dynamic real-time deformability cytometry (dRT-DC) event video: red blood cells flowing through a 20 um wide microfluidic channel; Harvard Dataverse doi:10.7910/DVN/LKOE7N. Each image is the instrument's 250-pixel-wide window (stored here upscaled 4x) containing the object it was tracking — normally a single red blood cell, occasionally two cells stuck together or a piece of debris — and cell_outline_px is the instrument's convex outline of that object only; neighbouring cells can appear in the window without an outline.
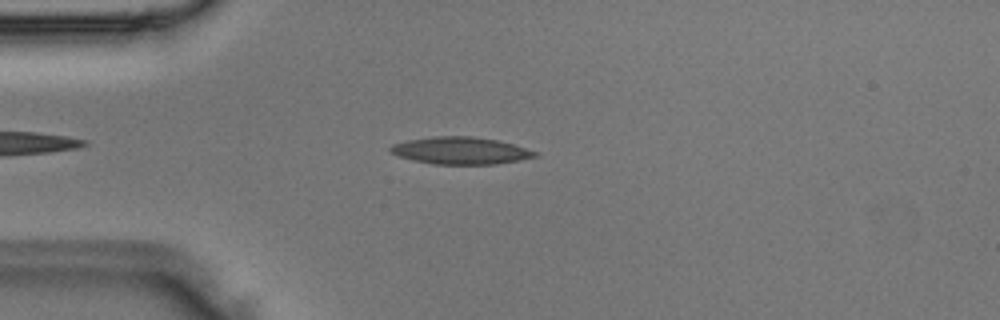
{"species": "Egyptian fruit bat (a non-hibernating species)", "species_latin": "Rousettus aegyptiacus", "temperature_condition": "room temperature", "stored_images_in_passage": 38, "camera_frame_rate_fps": 3000, "um_per_image_px": 0.085, "animal": {"sex": "male"}, "frame": {"image": 1, "passage_image": 6, "time_ms": 1.667, "image_size_px": [1000, 320], "cell_outline_px": [[540, 152], [536, 156], [520, 160], [496, 164], [432, 164], [412, 160], [400, 156], [392, 152], [388, 148], [392, 144], [408, 140], [436, 136], [472, 136], [496, 140], [512, 144]], "centroid_in_image_um": [39.16, 12.8], "position_along_channel_um": 45.8, "area_um2": 22.77}}
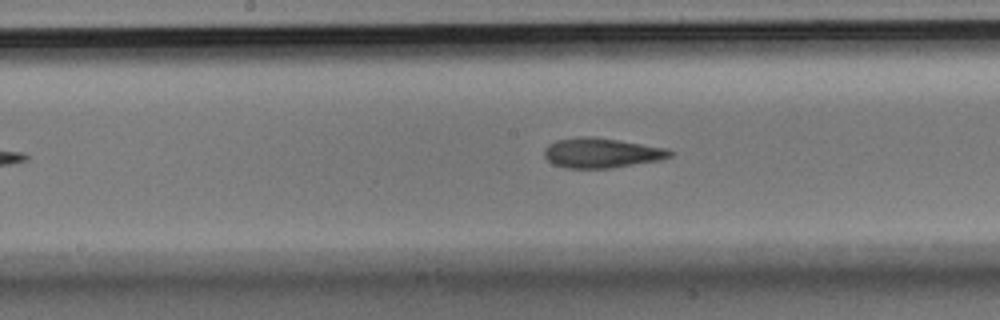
{"frame": {"image": 2, "passage_image": 18, "time_ms": 5.667, "image_size_px": [1000, 320], "cell_outline_px": [[672, 156], [660, 160], [612, 168], [564, 168], [552, 164], [544, 156], [544, 148], [548, 144], [556, 140], [580, 136], [592, 136], [668, 148], [672, 152]], "centroid_in_image_um": [51.1, 13.0], "position_along_channel_um": 197.1, "area_um2": 22.02}}
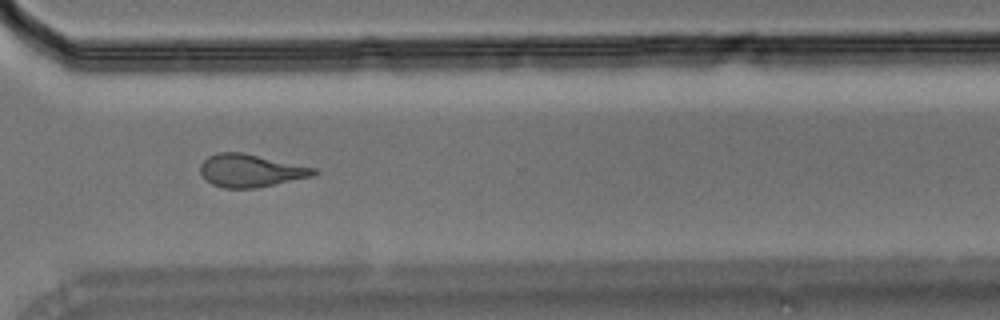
{"frame": {"image": 3, "passage_image": 29, "time_ms": 9.333, "image_size_px": [1000, 320], "cell_outline_px": [[320, 172], [312, 176], [256, 188], [224, 188], [212, 184], [200, 172], [200, 164], [208, 156], [216, 152], [244, 152], [316, 168]], "centroid_in_image_um": [21.31, 14.49], "position_along_channel_um": 349.3, "area_um2": 21.68}}